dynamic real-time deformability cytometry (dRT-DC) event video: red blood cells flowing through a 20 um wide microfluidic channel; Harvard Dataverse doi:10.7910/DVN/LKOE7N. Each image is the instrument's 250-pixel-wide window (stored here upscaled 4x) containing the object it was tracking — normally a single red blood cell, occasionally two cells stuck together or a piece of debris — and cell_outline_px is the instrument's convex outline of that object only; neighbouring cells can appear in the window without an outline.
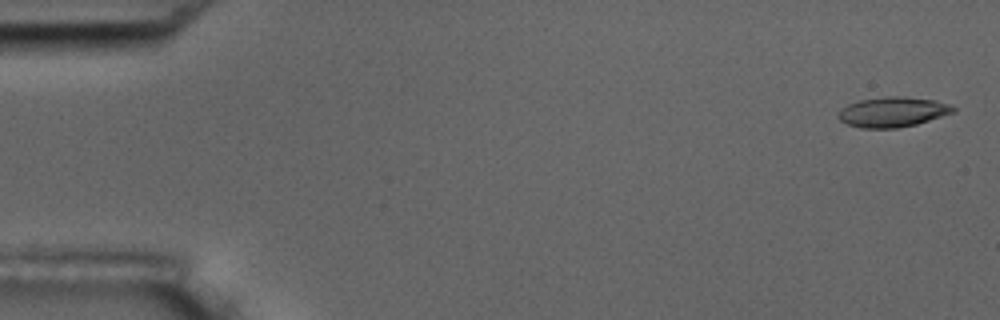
{"species": "common noctule bat (a hibernating species)", "species_latin": "Nyctalus noctula", "temperature_condition": "room temperature", "stored_images_in_passage": 16, "camera_frame_rate_fps": 3000, "um_per_image_px": 0.085, "animal": {"sex": "male", "body_mass_g": 17.5, "forearm_length_mm": 52.3}, "frame": {"image": 1, "passage_image": 1, "time_ms": 0.0, "image_size_px": [1000, 320], "cell_outline_px": [[956, 108], [952, 112], [916, 124], [896, 128], [860, 128], [848, 124], [840, 120], [836, 116], [848, 104], [860, 100], [888, 96], [904, 96], [932, 100], [948, 104]], "centroid_in_image_um": [75.84, 9.52], "position_along_channel_um": 9.2, "area_um2": 19.71}}
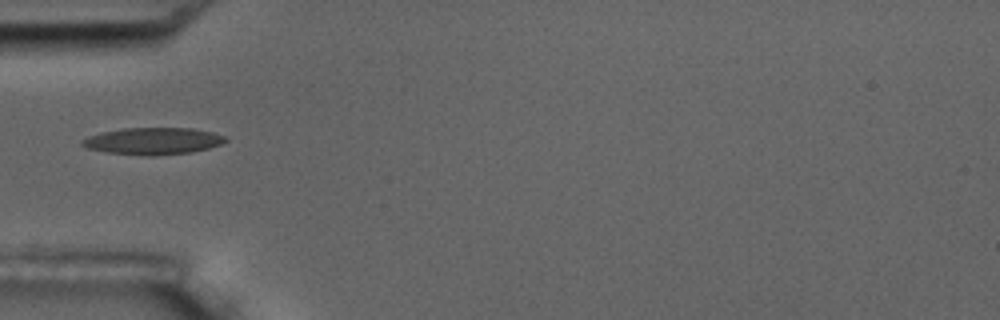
{"frame": {"image": 2, "passage_image": 5, "time_ms": 5.667, "image_size_px": [1000, 320], "cell_outline_px": [[228, 140], [220, 144], [208, 148], [188, 152], [156, 156], [148, 156], [108, 152], [88, 148], [80, 144], [80, 140], [88, 136], [100, 132], [124, 128], [192, 128], [212, 132], [224, 136]], "centroid_in_image_um": [12.97, 11.98], "position_along_channel_um": 72.0, "area_um2": 22.37}, "authors_computed_cell_mechanics": {"area_um2": 20.7213, "velocity_mm_per_s": 3.5303, "shape_relaxation_time_tau1_ms": 8.4322, "shape_relaxation_time_tau2_ms": 6.6753, "deformation_change_tau1": 0.2007, "deformation_change_tau2": 0.1646}}